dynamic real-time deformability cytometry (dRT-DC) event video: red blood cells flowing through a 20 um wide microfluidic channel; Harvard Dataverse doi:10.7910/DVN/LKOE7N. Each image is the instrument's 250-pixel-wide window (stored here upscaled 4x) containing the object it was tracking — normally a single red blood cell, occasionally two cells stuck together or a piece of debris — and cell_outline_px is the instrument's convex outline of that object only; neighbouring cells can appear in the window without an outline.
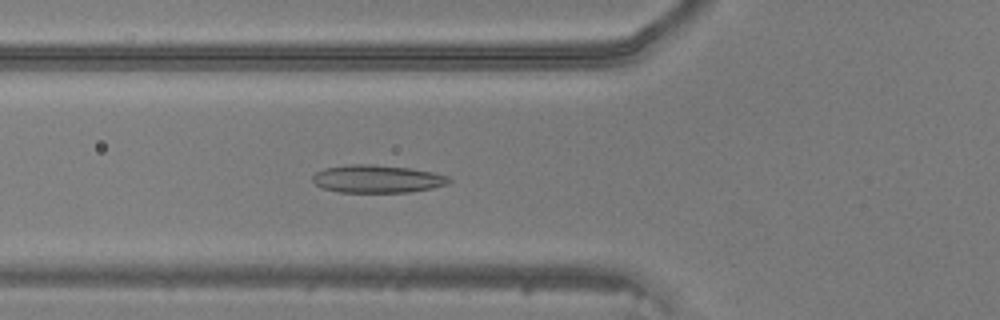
{"species": "common noctule bat (a hibernating species)", "species_latin": "Nyctalus noctula", "temperature_condition": "warm", "stored_images_in_passage": 48, "camera_frame_rate_fps": 3000, "um_per_image_px": 0.085, "animal": {"sex": "male", "body_mass_g": 20.5, "forearm_length_mm": 52.5}, "frame": {"image": 1, "passage_image": 18, "time_ms": 5.667, "image_size_px": [1000, 320], "cell_outline_px": [[452, 180], [448, 184], [432, 188], [408, 192], [340, 192], [324, 188], [316, 184], [312, 180], [312, 176], [316, 172], [324, 168], [348, 164], [376, 164], [412, 168], [432, 172], [448, 176]], "centroid_in_image_um": [32.08, 15.19], "position_along_channel_um": 93.7, "area_um2": 22.2}}
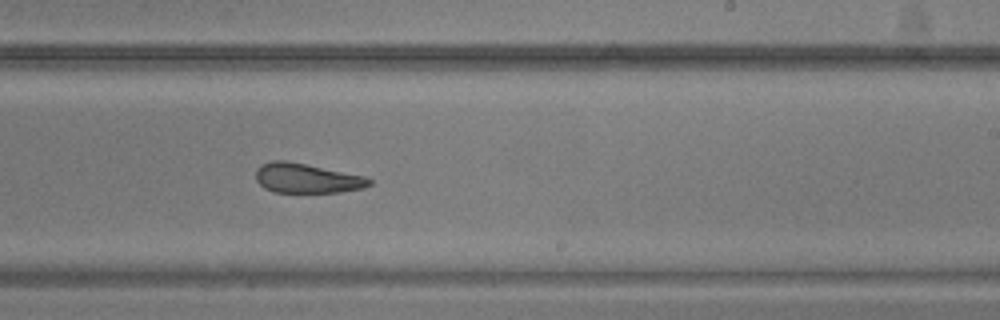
{"frame": {"image": 2, "passage_image": 30, "time_ms": 9.667, "image_size_px": [1000, 320], "cell_outline_px": [[372, 184], [364, 188], [340, 192], [272, 192], [264, 188], [256, 180], [256, 168], [260, 164], [272, 160], [284, 160], [364, 176], [372, 180]], "centroid_in_image_um": [26.04, 15.15], "position_along_channel_um": 263.0, "area_um2": 19.54}}
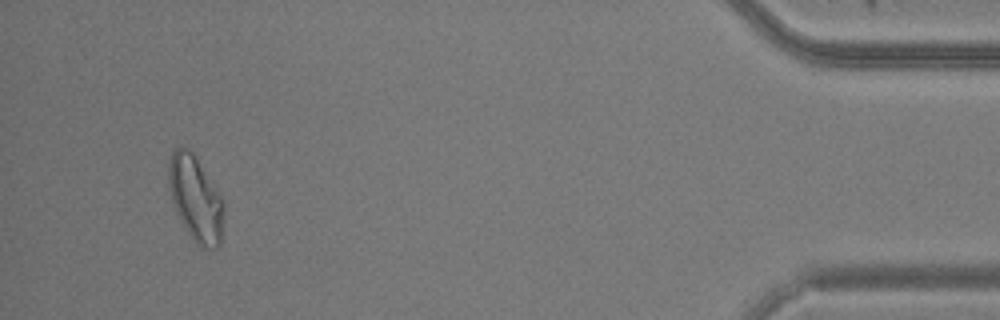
{"frame": {"image": 3, "passage_image": 46, "time_ms": 15.0, "image_size_px": [1000, 320], "cell_outline_px": [[224, 212], [220, 244], [216, 248], [208, 248], [196, 244], [180, 220], [176, 212], [172, 200], [168, 184], [168, 164], [172, 152], [176, 148], [188, 148], [192, 152], [224, 200]], "centroid_in_image_um": [16.63, 16.89], "position_along_channel_um": 418.6, "area_um2": 27.17}}